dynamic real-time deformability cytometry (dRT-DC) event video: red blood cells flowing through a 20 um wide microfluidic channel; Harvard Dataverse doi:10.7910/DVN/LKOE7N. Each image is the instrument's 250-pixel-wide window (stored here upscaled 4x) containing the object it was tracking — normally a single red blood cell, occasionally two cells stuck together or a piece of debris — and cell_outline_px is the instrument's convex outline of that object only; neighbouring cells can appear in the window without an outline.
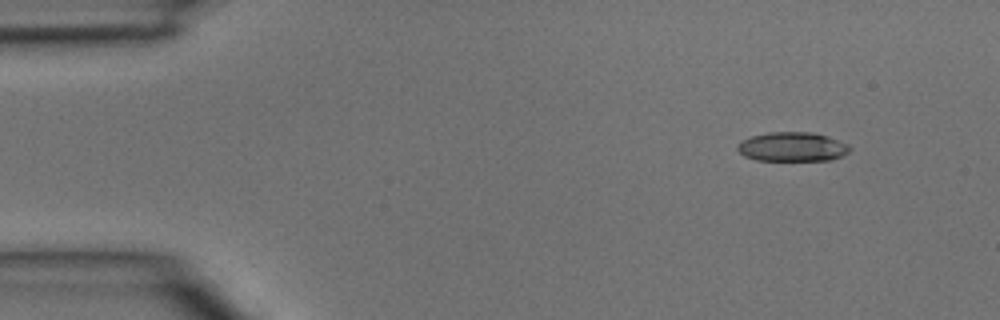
{"species": "common noctule bat (a hibernating species)", "species_latin": "Nyctalus noctula", "temperature_condition": "room temperature", "stored_images_in_passage": 3, "camera_frame_rate_fps": 3000, "um_per_image_px": 0.085, "animal": {"sex": "male", "body_mass_g": 15.6}, "frame": {"image": 1, "passage_image": 1, "time_ms": 0.0, "image_size_px": [1000, 320], "cell_outline_px": [[852, 148], [848, 152], [832, 160], [756, 160], [744, 156], [736, 148], [736, 144], [740, 140], [752, 136], [768, 132], [812, 132], [848, 144]], "centroid_in_image_um": [67.3, 12.48], "position_along_channel_um": 17.7, "area_um2": 19.07}}
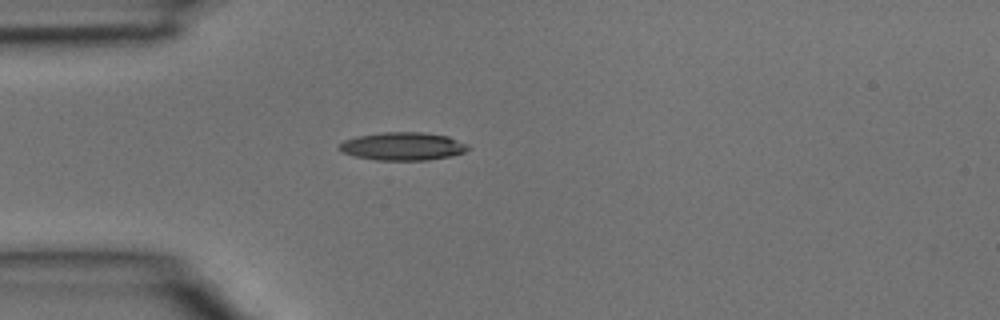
{"frame": {"image": 2, "passage_image": 3, "time_ms": 0.667, "image_size_px": [1000, 320], "cell_outline_px": [[472, 148], [464, 152], [452, 156], [428, 160], [376, 160], [356, 156], [340, 152], [336, 148], [344, 140], [356, 136], [380, 132], [420, 132], [448, 136], [468, 144]], "centroid_in_image_um": [34.23, 12.43], "position_along_channel_um": 50.8, "area_um2": 21.27}}